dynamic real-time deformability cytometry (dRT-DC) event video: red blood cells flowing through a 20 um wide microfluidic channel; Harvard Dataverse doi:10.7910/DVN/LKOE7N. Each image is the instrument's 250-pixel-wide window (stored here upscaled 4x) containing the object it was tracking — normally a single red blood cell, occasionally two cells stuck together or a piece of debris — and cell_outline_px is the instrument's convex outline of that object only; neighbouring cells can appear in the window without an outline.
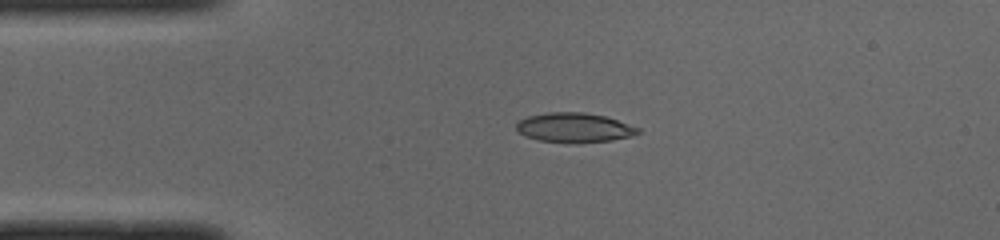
{"species": "common noctule bat (a hibernating species)", "species_latin": "Nyctalus noctula", "temperature_condition": "cold", "stored_images_in_passage": 41, "camera_frame_rate_fps": 3000, "um_per_image_px": 0.085, "animal": {"sex": "male", "body_mass_g": 19.0, "forearm_length_mm": 50.8}, "frame": {"image": 1, "passage_image": 1, "time_ms": 0.0, "image_size_px": [1000, 240], "cell_outline_px": [[640, 132], [632, 136], [612, 140], [576, 144], [540, 140], [524, 136], [516, 128], [516, 124], [520, 120], [528, 116], [548, 112], [584, 112], [604, 116], [640, 128]], "centroid_in_image_um": [48.81, 10.86], "position_along_channel_um": 36.2, "area_um2": 20.98}}
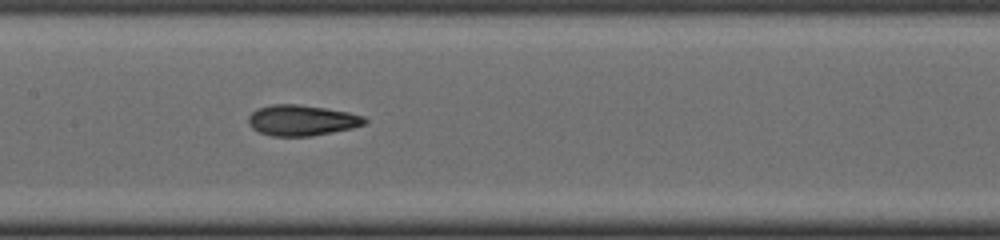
{"frame": {"image": 2, "passage_image": 14, "time_ms": 4.333, "image_size_px": [1000, 240], "cell_outline_px": [[368, 120], [364, 124], [352, 128], [312, 136], [272, 136], [260, 132], [252, 128], [248, 124], [248, 116], [252, 112], [260, 108], [272, 104], [300, 104], [348, 112], [364, 116]], "centroid_in_image_um": [25.65, 10.23], "position_along_channel_um": 181.8, "area_um2": 20.75}}
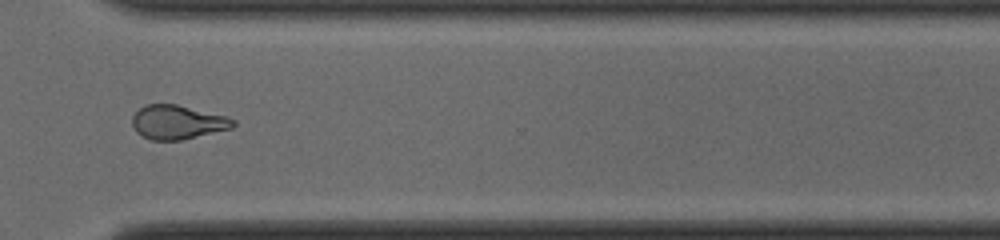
{"frame": {"image": 3, "passage_image": 27, "time_ms": 8.667, "image_size_px": [1000, 240], "cell_outline_px": [[236, 124], [232, 128], [180, 140], [152, 140], [136, 132], [132, 124], [132, 116], [144, 104], [176, 104], [228, 116], [236, 120]], "centroid_in_image_um": [15.1, 10.37], "position_along_channel_um": 355.5, "area_um2": 20.0}, "authors_computed_cell_mechanics": {"area_um2": 20.7502, "velocity_mm_per_s": 4.0029, "shape_relaxation_time_tau1_ms": 6.7106, "shape_relaxation_time_tau2_ms": 2.4917, "deformation_change_tau1": 0.1878, "deformation_change_tau2": 0.0902}}